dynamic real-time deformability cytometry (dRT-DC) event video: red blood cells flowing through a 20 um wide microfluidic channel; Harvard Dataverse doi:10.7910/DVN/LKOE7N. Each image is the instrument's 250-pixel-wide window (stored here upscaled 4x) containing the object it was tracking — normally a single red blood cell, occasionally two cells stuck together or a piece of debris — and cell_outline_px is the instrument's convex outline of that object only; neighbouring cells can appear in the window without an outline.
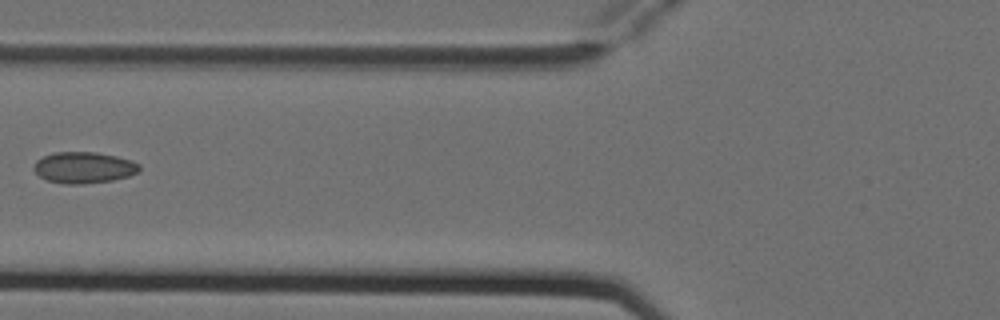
{"species": "Egyptian fruit bat (a non-hibernating species)", "species_latin": "Rousettus aegyptiacus", "temperature_condition": "cold", "stored_images_in_passage": 4, "camera_frame_rate_fps": 3000, "um_per_image_px": 0.085, "animal": {"sex": "female"}, "frame": {"image": 1, "passage_image": 4, "time_ms": 1.0, "image_size_px": [1000, 320], "cell_outline_px": [[140, 172], [128, 176], [112, 180], [84, 184], [64, 184], [48, 180], [40, 176], [32, 168], [32, 164], [36, 160], [44, 156], [56, 152], [96, 152], [116, 156], [132, 160], [140, 164]], "centroid_in_image_um": [7.13, 14.24], "position_along_channel_um": 118.7, "area_um2": 19.36}}